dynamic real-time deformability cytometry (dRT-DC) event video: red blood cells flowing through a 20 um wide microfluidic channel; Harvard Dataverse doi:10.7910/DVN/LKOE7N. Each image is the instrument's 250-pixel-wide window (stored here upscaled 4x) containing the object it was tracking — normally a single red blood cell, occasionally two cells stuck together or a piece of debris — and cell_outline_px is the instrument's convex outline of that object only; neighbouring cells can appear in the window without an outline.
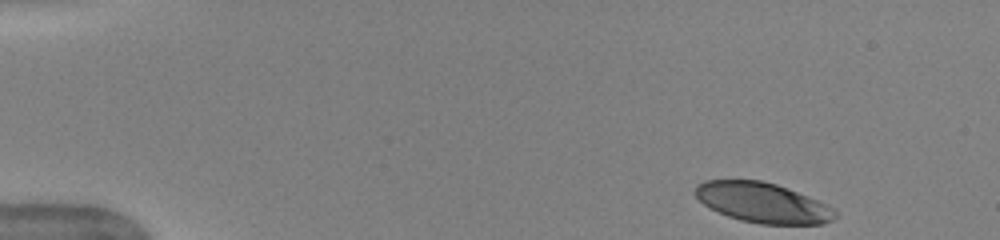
{"species": "human", "species_latin": "Homo sapiens", "temperature_condition": "warm", "stored_images_in_passage": 41, "camera_frame_rate_fps": 3000, "um_per_image_px": 0.085, "donor": {"sex": "female"}, "frame": {"image": 1, "passage_image": 1, "time_ms": 0.0, "image_size_px": [1000, 240], "cell_outline_px": [[836, 216], [832, 220], [824, 224], [760, 224], [740, 220], [728, 216], [704, 204], [696, 196], [696, 184], [704, 180], [760, 180], [776, 184], [808, 196], [832, 208], [836, 212]], "centroid_in_image_um": [64.82, 17.23], "position_along_channel_um": 20.2, "area_um2": 32.25}}
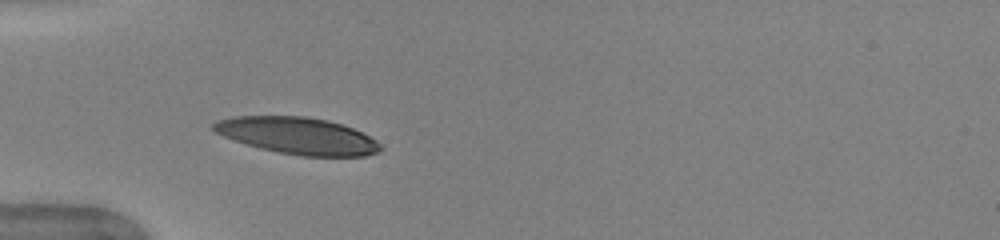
{"frame": {"image": 2, "passage_image": 12, "time_ms": 3.667, "image_size_px": [1000, 240], "cell_outline_px": [[384, 148], [380, 152], [364, 156], [300, 156], [260, 148], [224, 136], [208, 128], [216, 120], [232, 116], [308, 116], [328, 120], [352, 128], [376, 140]], "centroid_in_image_um": [25.29, 11.53], "position_along_channel_um": 59.7, "area_um2": 35.78}}
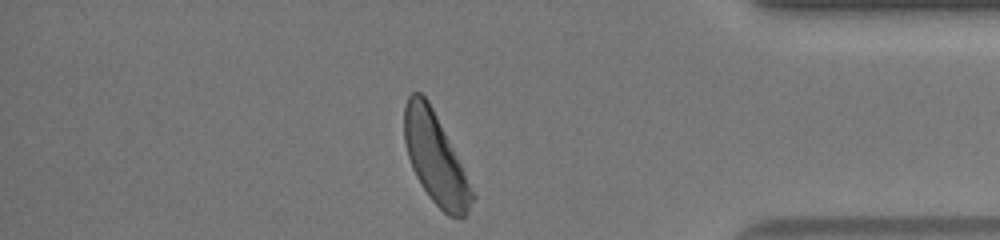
{"frame": {"image": 3, "passage_image": 40, "time_ms": 13.0, "image_size_px": [1000, 240], "cell_outline_px": [[476, 196], [468, 212], [464, 216], [448, 216], [432, 200], [416, 176], [412, 168], [408, 156], [404, 140], [404, 108], [408, 96], [412, 92], [420, 92], [428, 100]], "centroid_in_image_um": [36.98, 13.47], "position_along_channel_um": 398.2, "area_um2": 34.8}, "authors_computed_cell_mechanics": {"area_um2": 35.9516, "velocity_mm_per_s": 3.9393, "shape_relaxation_time_tau1_ms": 3.1903, "shape_relaxation_time_tau2_ms": 1.3503, "deformation_change_tau1": 0.1666, "deformation_change_tau2": 0.0746}}